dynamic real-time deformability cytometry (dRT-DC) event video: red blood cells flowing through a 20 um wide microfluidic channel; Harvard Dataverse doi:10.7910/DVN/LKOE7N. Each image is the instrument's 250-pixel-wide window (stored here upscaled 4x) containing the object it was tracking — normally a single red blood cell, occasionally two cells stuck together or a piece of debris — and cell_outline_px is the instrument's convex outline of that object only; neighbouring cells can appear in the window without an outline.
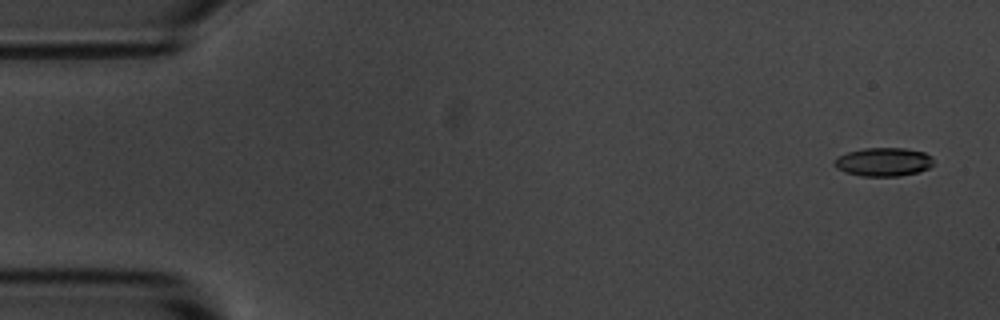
{"species": "common noctule bat (a hibernating species)", "species_latin": "Nyctalus noctula", "temperature_condition": "room temperature", "stored_images_in_passage": 4, "camera_frame_rate_fps": 3000, "um_per_image_px": 0.085, "animal": {"sex": "male", "body_mass_g": 20.1, "forearm_length_mm": 53.5}, "frame": {"image": 1, "passage_image": 1, "time_ms": 0.0, "image_size_px": [1000, 320], "cell_outline_px": [[932, 164], [928, 168], [920, 172], [900, 176], [860, 176], [844, 172], [836, 168], [832, 164], [832, 160], [848, 152], [864, 148], [904, 148], [924, 152], [932, 156]], "centroid_in_image_um": [75.07, 13.77], "position_along_channel_um": 9.9, "area_um2": 16.65}}